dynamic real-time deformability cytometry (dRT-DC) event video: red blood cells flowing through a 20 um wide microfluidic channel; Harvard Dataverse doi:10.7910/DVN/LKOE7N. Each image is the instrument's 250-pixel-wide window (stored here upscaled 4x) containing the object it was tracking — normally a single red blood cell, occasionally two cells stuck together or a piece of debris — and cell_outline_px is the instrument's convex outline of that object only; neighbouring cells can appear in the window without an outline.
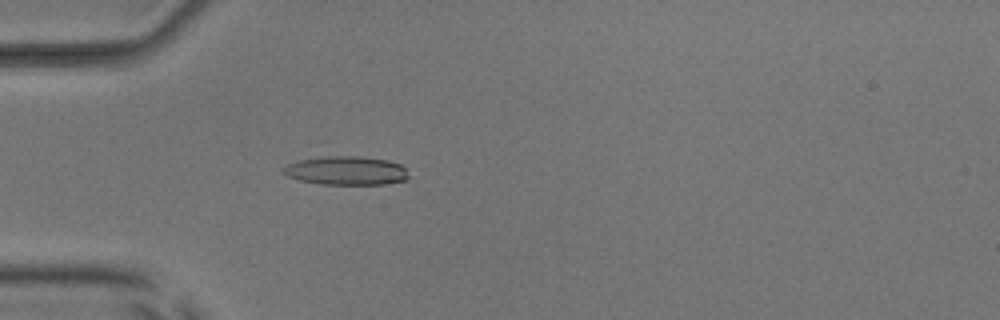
{"species": "common noctule bat (a hibernating species)", "species_latin": "Nyctalus noctula", "temperature_condition": "room temperature", "stored_images_in_passage": 38, "camera_frame_rate_fps": 3000, "um_per_image_px": 0.085, "animal": {"sex": "male", "body_mass_g": 17.9, "forearm_length_mm": 54.2}, "frame": {"image": 1, "passage_image": 8, "time_ms": 2.333, "image_size_px": [1000, 320], "cell_outline_px": [[408, 180], [384, 184], [320, 184], [300, 180], [288, 176], [284, 172], [284, 168], [288, 164], [300, 160], [324, 156], [360, 156], [388, 160], [400, 164], [404, 168], [408, 176]], "centroid_in_image_um": [29.46, 14.5], "position_along_channel_um": 55.5, "area_um2": 20.81}}
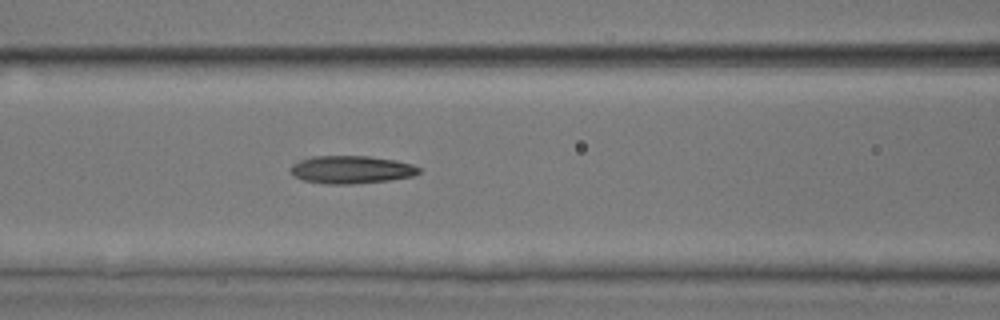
{"frame": {"image": 2, "passage_image": 15, "time_ms": 4.667, "image_size_px": [1000, 320], "cell_outline_px": [[420, 172], [412, 176], [388, 180], [352, 184], [328, 184], [304, 180], [296, 176], [288, 168], [292, 164], [300, 160], [312, 156], [368, 156], [396, 160], [412, 164], [420, 168]], "centroid_in_image_um": [29.86, 14.41], "position_along_channel_um": 136.7, "area_um2": 20.69}}
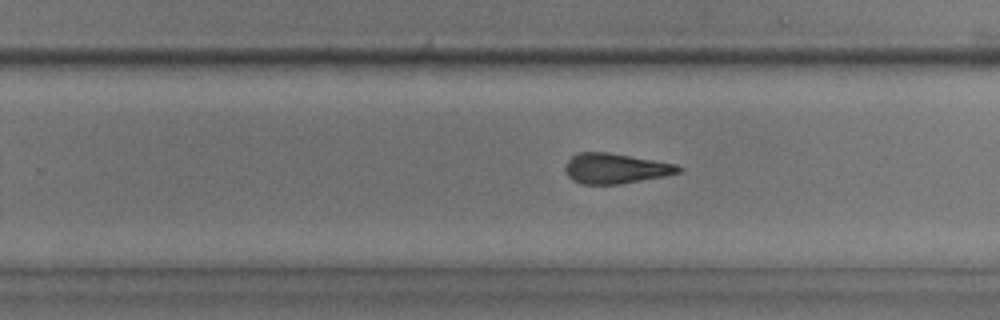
{"frame": {"image": 3, "passage_image": 26, "time_ms": 8.333, "image_size_px": [1000, 320], "cell_outline_px": [[684, 168], [680, 172], [664, 176], [620, 184], [584, 184], [572, 180], [564, 172], [564, 168], [568, 160], [576, 152], [608, 152], [676, 164]], "centroid_in_image_um": [52.29, 14.31], "position_along_channel_um": 277.5, "area_um2": 19.94}, "authors_computed_cell_mechanics": {"area_um2": 20.3745, "velocity_mm_per_s": 3.8529, "shape_relaxation_time_tau1_ms": 6.6257, "shape_relaxation_time_tau2_ms": 3.2822, "deformation_change_tau1": 0.2011, "deformation_change_tau2": 0.1364}}